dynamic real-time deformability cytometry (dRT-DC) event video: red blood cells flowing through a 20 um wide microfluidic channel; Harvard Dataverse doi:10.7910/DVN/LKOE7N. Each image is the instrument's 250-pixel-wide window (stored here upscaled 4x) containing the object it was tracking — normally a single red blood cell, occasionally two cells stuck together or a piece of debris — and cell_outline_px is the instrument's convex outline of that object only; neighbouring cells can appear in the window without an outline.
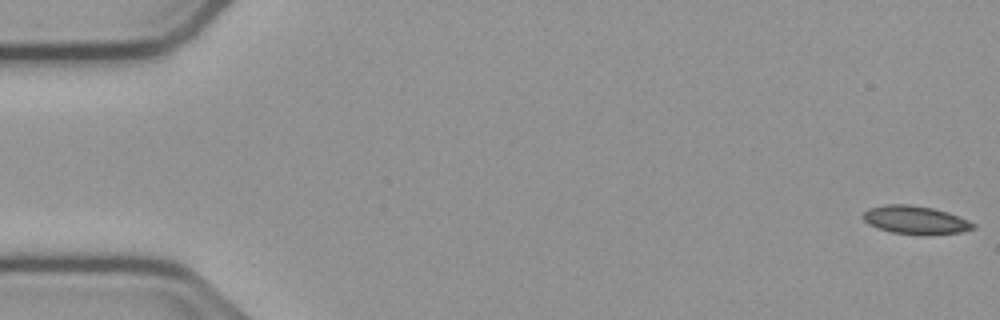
{"species": "common noctule bat (a hibernating species)", "species_latin": "Nyctalus noctula", "temperature_condition": "cold", "stored_images_in_passage": 55, "camera_frame_rate_fps": 3000, "um_per_image_px": 0.085, "animal": {"sex": "male", "body_mass_g": 23.1, "forearm_length_mm": 52.7}, "frame": {"image": 1, "passage_image": 1, "time_ms": 0.0, "image_size_px": [1000, 320], "cell_outline_px": [[976, 228], [960, 232], [928, 236], [924, 236], [892, 232], [868, 224], [860, 216], [868, 208], [888, 204], [908, 204], [932, 208], [948, 212], [968, 220], [976, 224]], "centroid_in_image_um": [77.82, 18.71], "position_along_channel_um": 7.2, "area_um2": 18.32}}
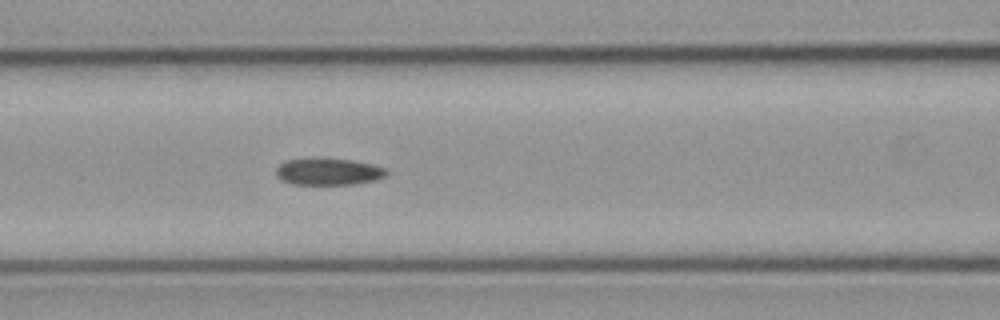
{"frame": {"image": 2, "passage_image": 23, "time_ms": 7.333, "image_size_px": [1000, 320], "cell_outline_px": [[388, 176], [380, 180], [356, 184], [292, 184], [276, 176], [276, 168], [280, 164], [288, 160], [352, 160], [372, 164], [388, 168]], "centroid_in_image_um": [28.03, 14.62], "position_along_channel_um": 138.6, "area_um2": 16.99}}
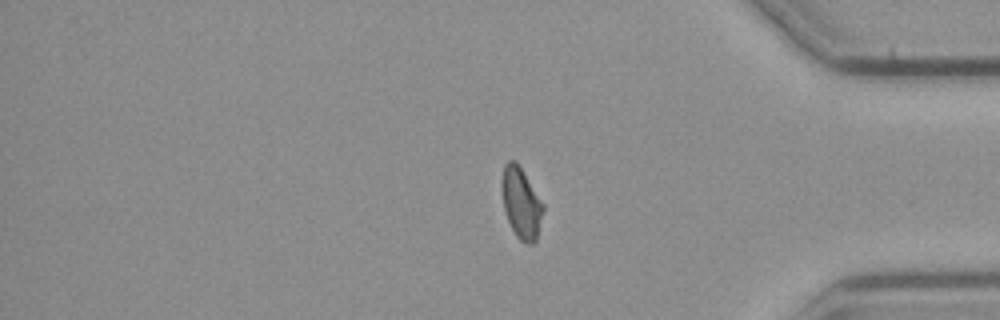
{"frame": {"image": 3, "passage_image": 45, "time_ms": 14.667, "image_size_px": [1000, 320], "cell_outline_px": [[544, 212], [536, 240], [532, 244], [524, 244], [516, 236], [508, 220], [504, 208], [504, 164], [508, 160], [516, 160], [544, 204]], "centroid_in_image_um": [44.36, 17.3], "position_along_channel_um": 390.8, "area_um2": 16.65}, "authors_computed_cell_mechanics": {"area_um2": 17.7446, "velocity_mm_per_s": 3.7696, "shape_relaxation_time_tau1_ms": null, "shape_relaxation_time_tau2_ms": 4.1629, "deformation_change_tau1": null, "deformation_change_tau2": 0.1013}}